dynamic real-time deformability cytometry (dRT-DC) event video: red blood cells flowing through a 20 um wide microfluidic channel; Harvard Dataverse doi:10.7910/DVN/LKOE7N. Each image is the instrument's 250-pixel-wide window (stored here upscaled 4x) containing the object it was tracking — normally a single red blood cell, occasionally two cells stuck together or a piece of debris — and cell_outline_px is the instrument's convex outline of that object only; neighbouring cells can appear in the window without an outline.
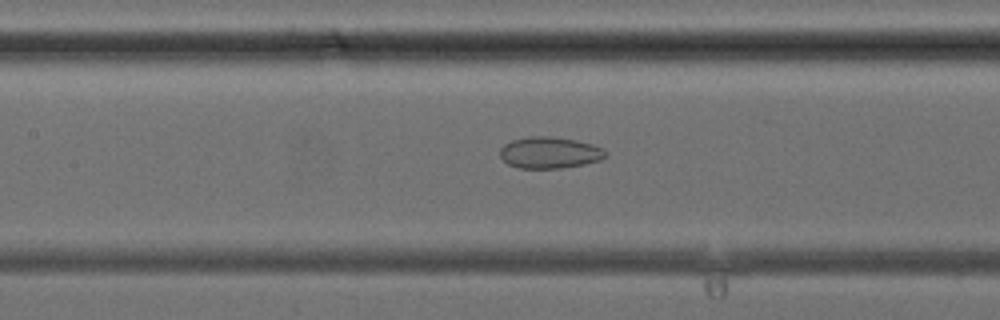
{"species": "common noctule bat (a hibernating species)", "species_latin": "Nyctalus noctula", "temperature_condition": "cold", "stored_images_in_passage": 31, "camera_frame_rate_fps": 3000, "um_per_image_px": 0.085, "animal": {"sex": "female", "body_mass_g": 24.6, "forearm_length_mm": 56.2}, "frame": {"image": 1, "passage_image": 13, "time_ms": 4.0, "image_size_px": [1000, 320], "cell_outline_px": [[608, 152], [600, 160], [584, 164], [560, 168], [520, 168], [508, 164], [500, 156], [500, 148], [504, 144], [512, 140], [528, 136], [548, 136], [576, 140], [592, 144], [604, 148]], "centroid_in_image_um": [46.72, 12.96], "position_along_channel_um": 160.7, "area_um2": 19.36}}
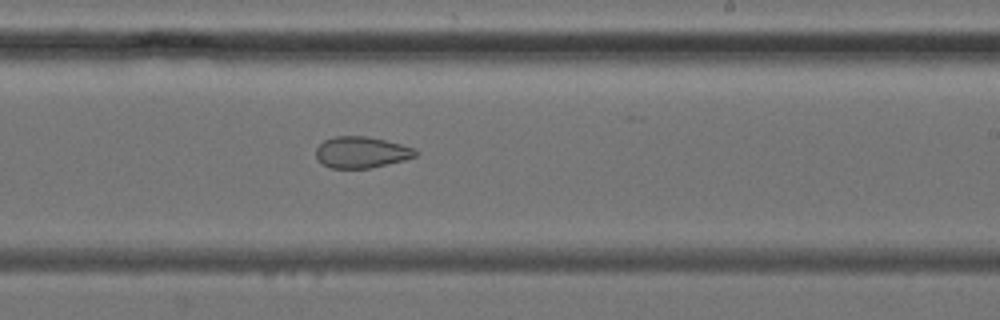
{"frame": {"image": 2, "passage_image": 19, "time_ms": 6.0, "image_size_px": [1000, 320], "cell_outline_px": [[420, 152], [416, 156], [404, 160], [368, 168], [332, 168], [320, 164], [316, 156], [316, 148], [324, 140], [336, 136], [368, 136], [416, 148]], "centroid_in_image_um": [30.72, 12.94], "position_along_channel_um": 258.3, "area_um2": 18.21}}
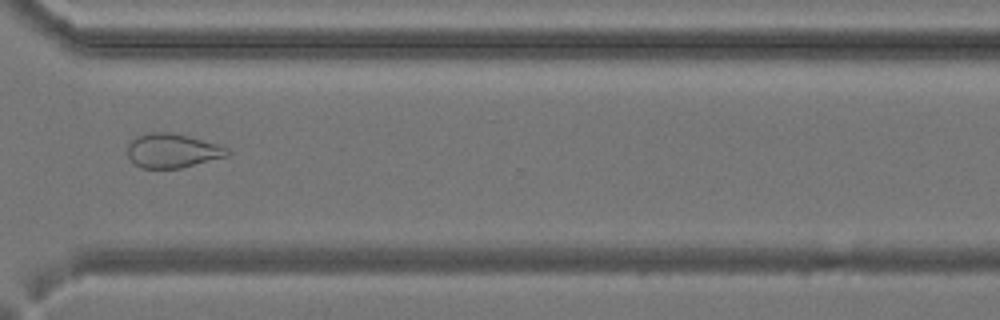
{"frame": {"image": 3, "passage_image": 25, "time_ms": 8.0, "image_size_px": [1000, 320], "cell_outline_px": [[232, 152], [228, 156], [180, 168], [140, 168], [128, 156], [128, 144], [136, 136], [152, 132], [172, 132], [220, 144], [228, 148]], "centroid_in_image_um": [14.69, 12.8], "position_along_channel_um": 355.9, "area_um2": 19.94}}